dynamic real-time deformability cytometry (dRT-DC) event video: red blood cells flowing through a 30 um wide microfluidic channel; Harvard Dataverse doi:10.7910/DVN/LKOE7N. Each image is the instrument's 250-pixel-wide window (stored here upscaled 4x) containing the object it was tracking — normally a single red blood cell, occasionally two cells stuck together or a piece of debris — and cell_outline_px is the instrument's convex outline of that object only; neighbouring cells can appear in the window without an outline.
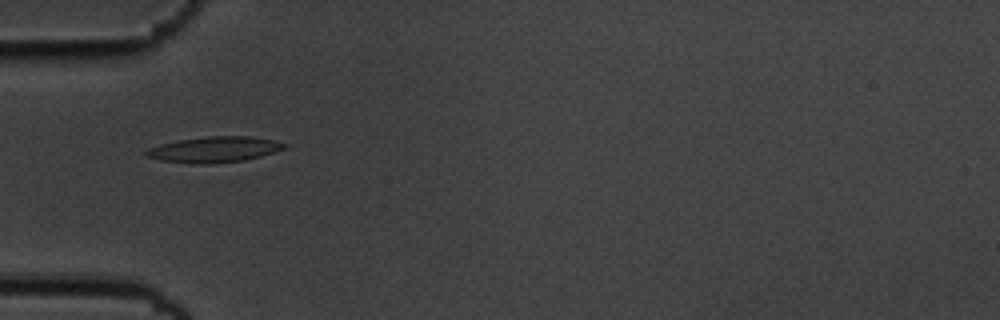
{"species": "common noctule bat (a hibernating species)", "species_latin": "Nyctalus noctula", "temperature_condition": "cold", "stored_images_in_passage": 7, "camera_frame_rate_fps": 3000, "um_per_image_px": 0.085, "animal": {"sex": "male", "body_mass_g": 19.5, "forearm_length_mm": 54.6}, "frame": {"image": 1, "passage_image": 3, "time_ms": 0.667, "image_size_px": [1000, 320], "cell_outline_px": [[288, 144], [284, 148], [260, 156], [244, 160], [216, 164], [192, 164], [160, 160], [148, 156], [144, 152], [148, 148], [160, 144], [180, 140], [208, 136], [252, 136], [272, 140]], "centroid_in_image_um": [18.19, 12.71], "position_along_channel_um": 66.8, "area_um2": 20.63}}
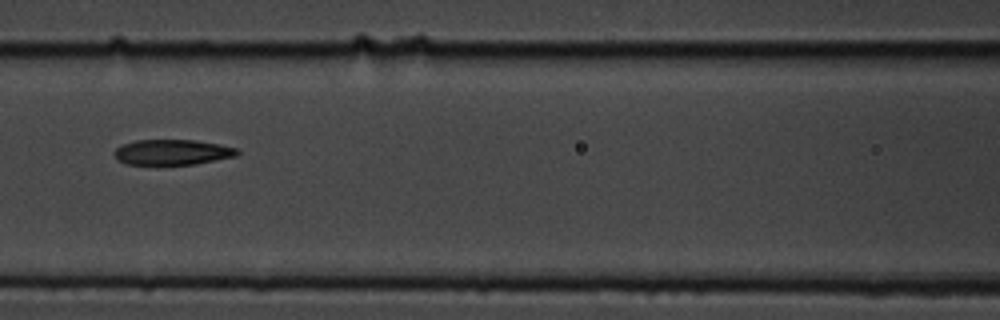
{"frame": {"image": 2, "passage_image": 5, "time_ms": 1.333, "image_size_px": [1000, 320], "cell_outline_px": [[240, 152], [236, 156], [192, 164], [160, 168], [128, 164], [120, 160], [112, 152], [116, 148], [124, 144], [136, 140], [196, 140], [220, 144], [236, 148]], "centroid_in_image_um": [14.61, 12.98], "position_along_channel_um": 152.0, "area_um2": 18.84}}
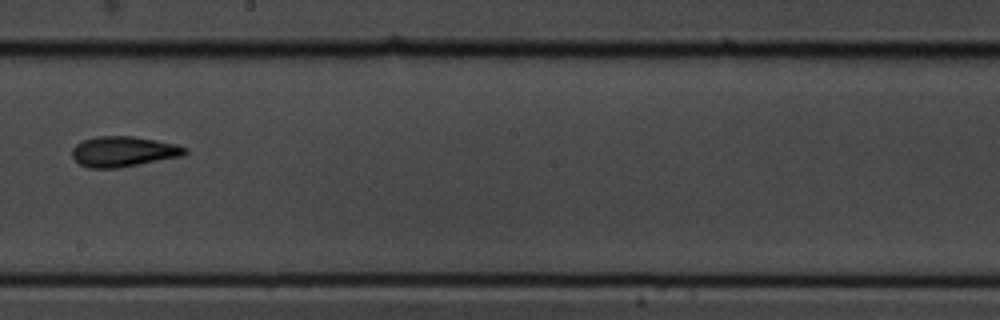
{"frame": {"image": 3, "passage_image": 7, "time_ms": 2.0, "image_size_px": [1000, 320], "cell_outline_px": [[188, 152], [184, 156], [116, 168], [88, 168], [80, 164], [72, 156], [72, 148], [76, 144], [84, 140], [100, 136], [132, 136], [156, 140], [176, 144], [188, 148]], "centroid_in_image_um": [10.52, 12.88], "position_along_channel_um": 237.7, "area_um2": 19.94}}